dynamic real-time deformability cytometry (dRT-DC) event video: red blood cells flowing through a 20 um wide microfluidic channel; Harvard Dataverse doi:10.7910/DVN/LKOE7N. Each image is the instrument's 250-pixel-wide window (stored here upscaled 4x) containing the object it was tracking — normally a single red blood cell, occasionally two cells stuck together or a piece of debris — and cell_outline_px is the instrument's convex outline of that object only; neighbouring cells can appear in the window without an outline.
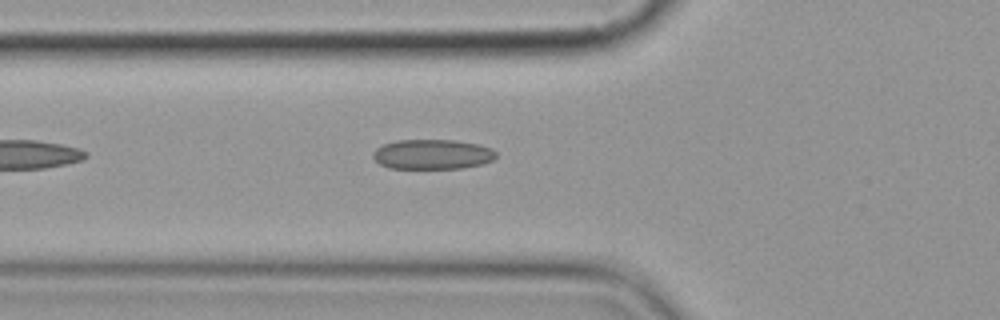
{"species": "common noctule bat (a hibernating species)", "species_latin": "Nyctalus noctula", "temperature_condition": "cold", "stored_images_in_passage": 3, "camera_frame_rate_fps": 3000, "um_per_image_px": 0.085, "animal": {"sex": "female", "body_mass_g": 19.9}, "frame": {"image": 1, "passage_image": 3, "time_ms": 2.333, "image_size_px": [1000, 320], "cell_outline_px": [[496, 156], [492, 160], [480, 164], [460, 168], [388, 168], [380, 164], [372, 156], [372, 152], [376, 148], [384, 144], [396, 140], [452, 140], [480, 144], [492, 148], [496, 152]], "centroid_in_image_um": [36.74, 13.11], "position_along_channel_um": 89.1, "area_um2": 21.39}}